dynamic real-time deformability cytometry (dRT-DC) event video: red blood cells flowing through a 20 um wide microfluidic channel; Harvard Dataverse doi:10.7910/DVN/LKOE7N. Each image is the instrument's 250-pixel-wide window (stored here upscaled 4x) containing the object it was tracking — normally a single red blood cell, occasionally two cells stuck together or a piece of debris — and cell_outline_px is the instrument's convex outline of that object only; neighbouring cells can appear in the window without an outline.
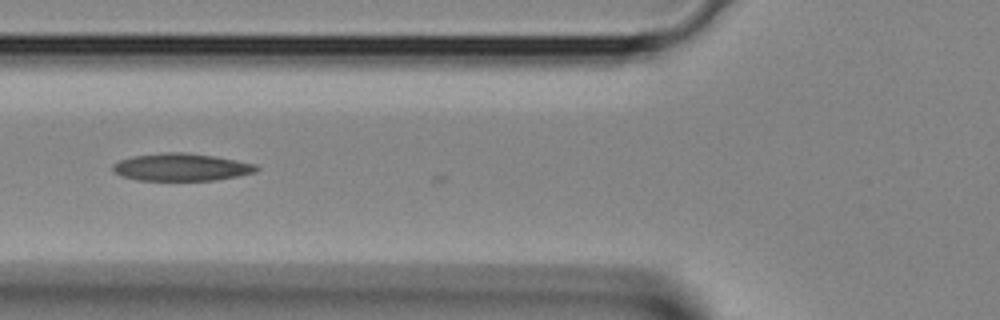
{"species": "Egyptian fruit bat (a non-hibernating species)", "species_latin": "Rousettus aegyptiacus", "temperature_condition": "room temperature", "stored_images_in_passage": 20, "camera_frame_rate_fps": 3000, "um_per_image_px": 0.085, "animal": {"sex": "female"}, "frame": {"image": 1, "passage_image": 2, "time_ms": 0.333, "image_size_px": [1000, 320], "cell_outline_px": [[260, 168], [256, 172], [216, 180], [136, 180], [120, 176], [112, 168], [112, 164], [120, 160], [132, 156], [168, 152], [184, 152], [212, 156], [236, 160], [256, 164]], "centroid_in_image_um": [15.4, 14.21], "position_along_channel_um": 110.4, "area_um2": 22.89}}
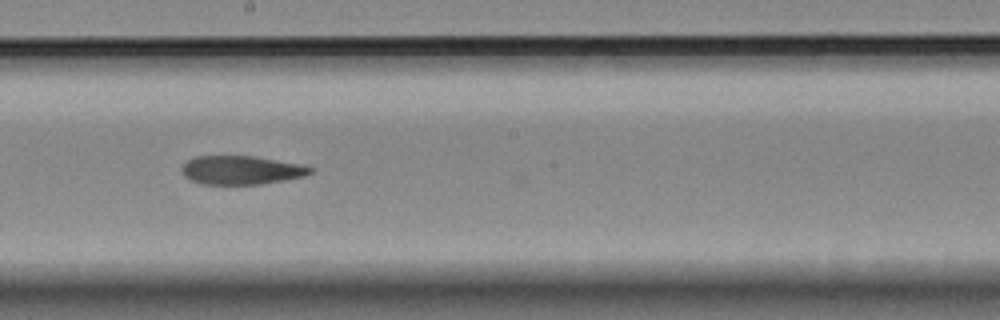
{"frame": {"image": 2, "passage_image": 9, "time_ms": 2.667, "image_size_px": [1000, 320], "cell_outline_px": [[316, 168], [312, 172], [304, 176], [284, 180], [260, 184], [200, 184], [184, 176], [180, 168], [188, 160], [196, 156], [252, 156], [304, 164]], "centroid_in_image_um": [20.54, 14.45], "position_along_channel_um": 227.7, "area_um2": 21.56}}
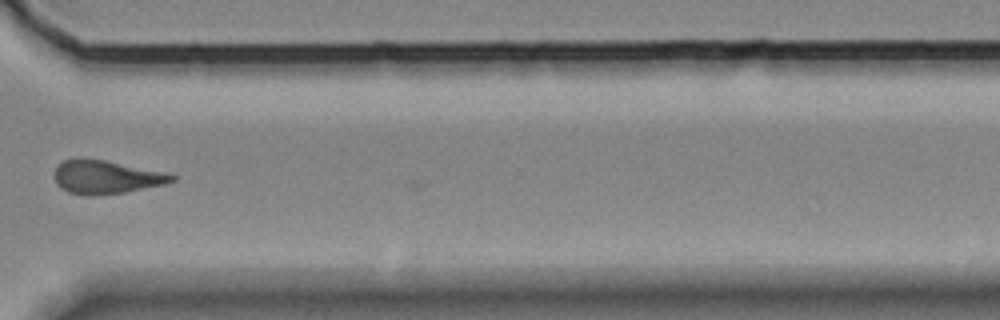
{"frame": {"image": 3, "passage_image": 17, "time_ms": 5.333, "image_size_px": [1000, 320], "cell_outline_px": [[176, 180], [164, 184], [124, 192], [92, 196], [88, 196], [68, 192], [60, 188], [56, 184], [56, 168], [64, 160], [76, 156], [80, 156], [104, 160], [160, 172], [176, 176]], "centroid_in_image_um": [8.94, 15.04], "position_along_channel_um": 361.7, "area_um2": 22.66}}